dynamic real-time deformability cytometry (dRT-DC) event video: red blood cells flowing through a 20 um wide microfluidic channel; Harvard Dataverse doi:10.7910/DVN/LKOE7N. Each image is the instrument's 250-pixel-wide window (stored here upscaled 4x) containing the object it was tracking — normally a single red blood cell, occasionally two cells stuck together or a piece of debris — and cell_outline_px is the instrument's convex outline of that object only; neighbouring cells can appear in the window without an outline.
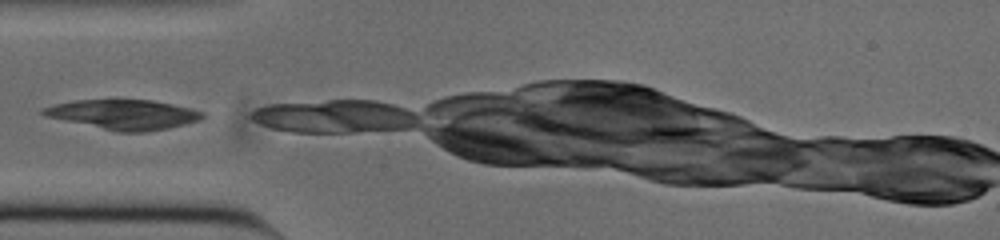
{"species": "common noctule bat (a hibernating species)", "species_latin": "Nyctalus noctula", "temperature_condition": "cold", "stored_images_in_passage": 2, "camera_frame_rate_fps": 3000, "um_per_image_px": 0.085, "animal": {"sex": "male", "body_mass_g": 20.0, "forearm_length_mm": 53.3}, "frame": {"image": 1, "passage_image": 1, "time_ms": 0.0, "image_size_px": [1000, 240], "cell_outline_px": [[204, 116], [200, 120], [168, 128], [144, 132], [116, 132], [44, 116], [40, 112], [40, 108], [56, 104], [76, 100], [152, 100], [188, 108], [204, 112]], "centroid_in_image_um": [10.46, 9.74], "position_along_channel_um": 74.5, "area_um2": 27.46}}